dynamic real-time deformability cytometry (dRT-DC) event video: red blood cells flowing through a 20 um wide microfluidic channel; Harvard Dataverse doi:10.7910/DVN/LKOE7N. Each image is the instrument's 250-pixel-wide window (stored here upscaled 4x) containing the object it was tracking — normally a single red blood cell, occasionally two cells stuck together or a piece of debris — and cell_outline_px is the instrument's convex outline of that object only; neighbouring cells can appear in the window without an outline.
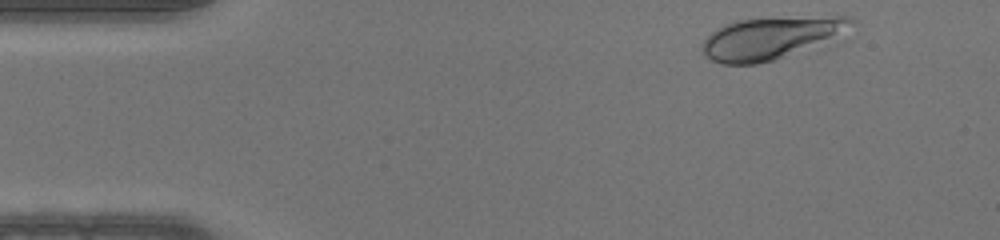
{"species": "human", "species_latin": "Homo sapiens", "temperature_condition": "warm", "stored_images_in_passage": 44, "camera_frame_rate_fps": 3000, "um_per_image_px": 0.085, "donor": {"sex": "male"}, "frame": {"image": 1, "passage_image": 2, "time_ms": 0.333, "image_size_px": [1000, 240], "cell_outline_px": [[856, 24], [848, 40], [824, 52], [756, 64], [720, 64], [712, 60], [700, 48], [700, 44], [716, 28], [724, 24], [740, 20], [836, 16], [852, 16], [856, 20]], "centroid_in_image_um": [65.95, 3.3], "position_along_channel_um": 19.1, "area_um2": 40.17}}
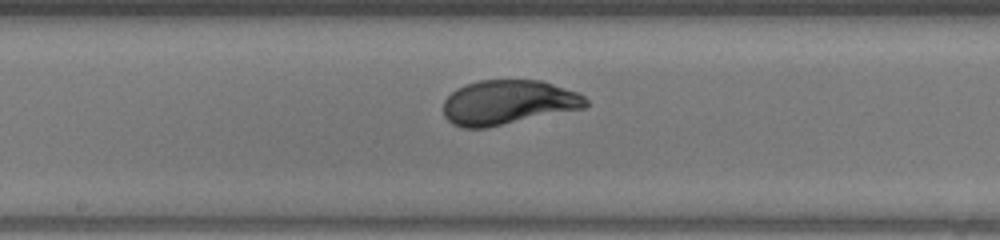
{"frame": {"image": 2, "passage_image": 21, "time_ms": 6.667, "image_size_px": [1000, 240], "cell_outline_px": [[588, 104], [584, 108], [488, 128], [460, 128], [452, 124], [444, 116], [444, 100], [456, 88], [464, 84], [480, 80], [540, 80], [576, 92], [584, 96], [588, 100]], "centroid_in_image_um": [43.16, 8.71], "position_along_channel_um": 205.0, "area_um2": 37.11}}
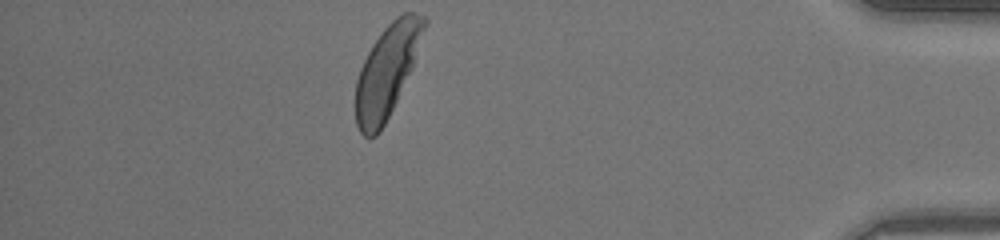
{"frame": {"image": 3, "passage_image": 38, "time_ms": 12.333, "image_size_px": [1000, 240], "cell_outline_px": [[428, 20], [412, 68], [380, 132], [376, 136], [364, 136], [360, 132], [356, 124], [356, 80], [360, 68], [372, 44], [384, 28], [396, 16], [404, 12], [412, 12], [424, 16]], "centroid_in_image_um": [32.89, 6.01], "position_along_channel_um": 402.3, "area_um2": 36.18}}